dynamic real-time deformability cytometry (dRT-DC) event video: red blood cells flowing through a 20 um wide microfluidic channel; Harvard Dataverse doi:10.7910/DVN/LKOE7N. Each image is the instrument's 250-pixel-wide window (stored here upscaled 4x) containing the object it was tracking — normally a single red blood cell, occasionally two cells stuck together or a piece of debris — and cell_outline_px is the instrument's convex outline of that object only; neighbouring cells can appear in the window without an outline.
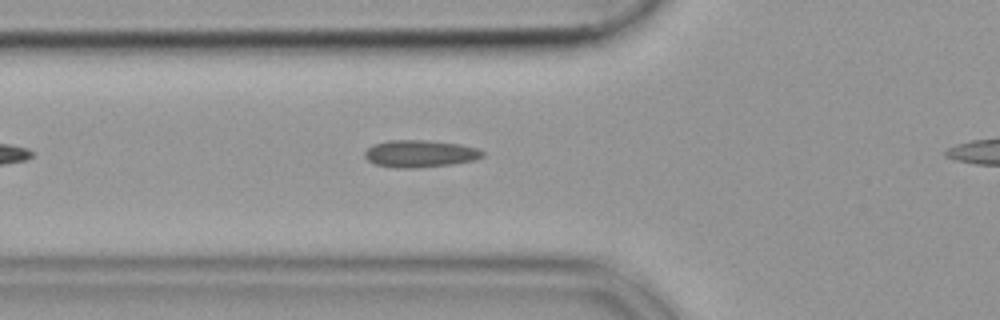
{"species": "common noctule bat (a hibernating species)", "species_latin": "Nyctalus noctula", "temperature_condition": "cold", "stored_images_in_passage": 18, "camera_frame_rate_fps": 3000, "um_per_image_px": 0.085, "animal": {"sex": "female", "body_mass_g": 19.9}, "frame": {"image": 1, "passage_image": 8, "time_ms": 2.333, "image_size_px": [1000, 320], "cell_outline_px": [[484, 156], [472, 160], [452, 164], [412, 168], [396, 168], [376, 164], [368, 160], [364, 156], [364, 152], [372, 144], [388, 140], [428, 140], [460, 144], [476, 148], [484, 152]], "centroid_in_image_um": [35.67, 13.05], "position_along_channel_um": 90.1, "area_um2": 18.61}}